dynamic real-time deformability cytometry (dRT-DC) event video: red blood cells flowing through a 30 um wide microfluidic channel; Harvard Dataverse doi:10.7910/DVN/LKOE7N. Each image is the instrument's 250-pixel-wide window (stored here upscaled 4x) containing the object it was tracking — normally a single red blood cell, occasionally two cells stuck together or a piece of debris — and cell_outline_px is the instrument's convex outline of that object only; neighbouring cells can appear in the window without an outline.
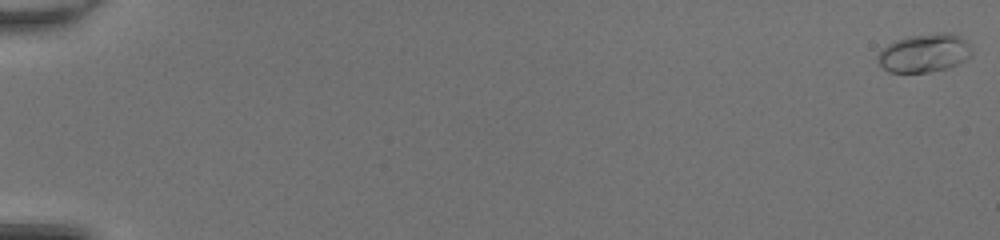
{"species": "common noctule bat (a hibernating species)", "species_latin": "Nyctalus noctula", "temperature_condition": "room temperature", "stored_images_in_passage": 51, "camera_frame_rate_fps": 3000, "um_per_image_px": 0.085, "animal": {"sex": "female", "body_mass_g": 20.0, "forearm_length_mm": 54.0}, "frame": {"image": 1, "passage_image": 1, "time_ms": 0.0, "image_size_px": [1000, 240], "cell_outline_px": [[972, 56], [948, 68], [928, 72], [888, 72], [876, 60], [876, 56], [888, 44], [896, 40], [908, 36], [940, 32], [952, 32], [960, 36], [972, 48]], "centroid_in_image_um": [78.58, 4.5], "position_along_channel_um": 6.4, "area_um2": 21.1}}
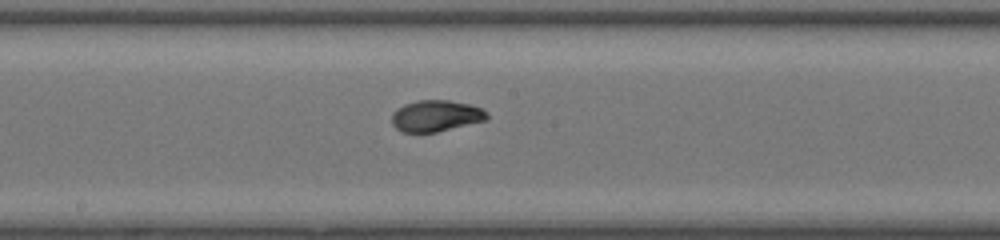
{"frame": {"image": 2, "passage_image": 30, "time_ms": 9.667, "image_size_px": [1000, 240], "cell_outline_px": [[488, 120], [436, 132], [400, 132], [392, 124], [392, 112], [396, 108], [404, 104], [420, 100], [448, 100], [468, 104], [480, 108], [488, 112]], "centroid_in_image_um": [37.04, 9.85], "position_along_channel_um": 211.2, "area_um2": 17.46}}
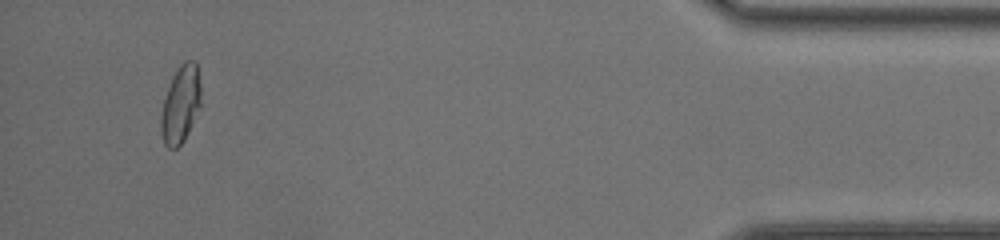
{"frame": {"image": 3, "passage_image": 49, "time_ms": 16.0, "image_size_px": [1000, 240], "cell_outline_px": [[200, 108], [184, 140], [176, 148], [168, 148], [164, 144], [160, 132], [160, 116], [164, 100], [172, 76], [180, 64], [184, 60], [196, 60], [200, 84]], "centroid_in_image_um": [15.34, 8.86], "position_along_channel_um": 419.9, "area_um2": 18.09}, "authors_computed_cell_mechanics": {"area_um2": 17.6868, "velocity_mm_per_s": 4.2717, "shape_relaxation_time_tau1_ms": 4.5791, "shape_relaxation_time_tau2_ms": 0.7447, "deformation_change_tau1": 0.1784, "deformation_change_tau2": 0.0463}}